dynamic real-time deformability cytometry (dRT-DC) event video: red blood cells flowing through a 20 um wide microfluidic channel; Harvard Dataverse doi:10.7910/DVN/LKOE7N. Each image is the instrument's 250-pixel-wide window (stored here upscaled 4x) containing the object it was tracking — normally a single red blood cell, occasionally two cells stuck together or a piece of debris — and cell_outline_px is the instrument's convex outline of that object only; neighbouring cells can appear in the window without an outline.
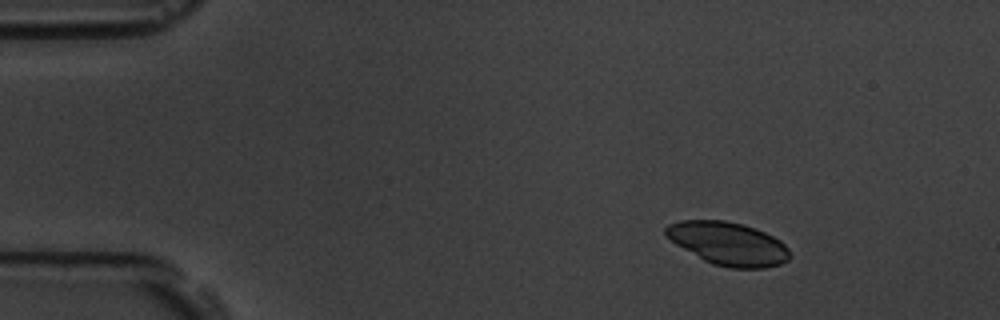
{"species": "common noctule bat (a hibernating species)", "species_latin": "Nyctalus noctula", "temperature_condition": "room temperature", "stored_images_in_passage": 8, "camera_frame_rate_fps": 3000, "um_per_image_px": 0.085, "animal": {"sex": "male", "body_mass_g": 19.5, "forearm_length_mm": 54.6}, "frame": {"image": 1, "passage_image": 2, "time_ms": 1.0, "image_size_px": [1000, 320], "cell_outline_px": [[792, 256], [788, 260], [780, 264], [764, 268], [728, 268], [712, 264], [704, 260], [676, 244], [664, 232], [664, 228], [668, 224], [680, 220], [724, 220], [744, 224], [756, 228], [780, 240], [788, 248]], "centroid_in_image_um": [61.92, 20.7], "position_along_channel_um": 23.1, "area_um2": 31.21}}